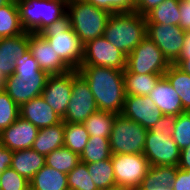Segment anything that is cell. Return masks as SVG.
Wrapping results in <instances>:
<instances>
[{"label":"cell","instance_id":"e0dca14e","mask_svg":"<svg viewBox=\"0 0 190 190\" xmlns=\"http://www.w3.org/2000/svg\"><path fill=\"white\" fill-rule=\"evenodd\" d=\"M39 129L21 116L0 133V143L14 151L29 149L35 141Z\"/></svg>","mask_w":190,"mask_h":190},{"label":"cell","instance_id":"83f0119b","mask_svg":"<svg viewBox=\"0 0 190 190\" xmlns=\"http://www.w3.org/2000/svg\"><path fill=\"white\" fill-rule=\"evenodd\" d=\"M116 116L117 114L111 112L97 110L82 124L88 132L89 137H109Z\"/></svg>","mask_w":190,"mask_h":190},{"label":"cell","instance_id":"6da1fadb","mask_svg":"<svg viewBox=\"0 0 190 190\" xmlns=\"http://www.w3.org/2000/svg\"><path fill=\"white\" fill-rule=\"evenodd\" d=\"M77 71L87 81L98 110L120 115L126 97L124 71L103 66H80Z\"/></svg>","mask_w":190,"mask_h":190},{"label":"cell","instance_id":"db71d44e","mask_svg":"<svg viewBox=\"0 0 190 190\" xmlns=\"http://www.w3.org/2000/svg\"><path fill=\"white\" fill-rule=\"evenodd\" d=\"M1 174H2V173H0V190H1V186H2V185H1Z\"/></svg>","mask_w":190,"mask_h":190},{"label":"cell","instance_id":"277c9868","mask_svg":"<svg viewBox=\"0 0 190 190\" xmlns=\"http://www.w3.org/2000/svg\"><path fill=\"white\" fill-rule=\"evenodd\" d=\"M67 14L71 28L83 44L103 36L110 12L98 8L85 0H69Z\"/></svg>","mask_w":190,"mask_h":190},{"label":"cell","instance_id":"5b68a950","mask_svg":"<svg viewBox=\"0 0 190 190\" xmlns=\"http://www.w3.org/2000/svg\"><path fill=\"white\" fill-rule=\"evenodd\" d=\"M20 21L26 32L39 33L67 13L69 1L16 0Z\"/></svg>","mask_w":190,"mask_h":190},{"label":"cell","instance_id":"b9f144b4","mask_svg":"<svg viewBox=\"0 0 190 190\" xmlns=\"http://www.w3.org/2000/svg\"><path fill=\"white\" fill-rule=\"evenodd\" d=\"M179 27L185 32H190V4L185 0L180 3V22Z\"/></svg>","mask_w":190,"mask_h":190},{"label":"cell","instance_id":"2e32d148","mask_svg":"<svg viewBox=\"0 0 190 190\" xmlns=\"http://www.w3.org/2000/svg\"><path fill=\"white\" fill-rule=\"evenodd\" d=\"M121 115L151 129L163 116L149 96H126Z\"/></svg>","mask_w":190,"mask_h":190},{"label":"cell","instance_id":"3957f363","mask_svg":"<svg viewBox=\"0 0 190 190\" xmlns=\"http://www.w3.org/2000/svg\"><path fill=\"white\" fill-rule=\"evenodd\" d=\"M39 34L49 42L55 53L71 69L78 70L80 68L83 61L84 44L71 28L70 17L67 13L43 28Z\"/></svg>","mask_w":190,"mask_h":190},{"label":"cell","instance_id":"bcb514c9","mask_svg":"<svg viewBox=\"0 0 190 190\" xmlns=\"http://www.w3.org/2000/svg\"><path fill=\"white\" fill-rule=\"evenodd\" d=\"M190 56V32H186L184 36L183 49L179 59H186Z\"/></svg>","mask_w":190,"mask_h":190},{"label":"cell","instance_id":"c3c4849f","mask_svg":"<svg viewBox=\"0 0 190 190\" xmlns=\"http://www.w3.org/2000/svg\"><path fill=\"white\" fill-rule=\"evenodd\" d=\"M139 190H171L170 188H166V187H159V188H155V187H151V186H140Z\"/></svg>","mask_w":190,"mask_h":190},{"label":"cell","instance_id":"8fae6325","mask_svg":"<svg viewBox=\"0 0 190 190\" xmlns=\"http://www.w3.org/2000/svg\"><path fill=\"white\" fill-rule=\"evenodd\" d=\"M181 150L172 136H164L162 132L148 130L143 155L150 166H178Z\"/></svg>","mask_w":190,"mask_h":190},{"label":"cell","instance_id":"4dcf8cb0","mask_svg":"<svg viewBox=\"0 0 190 190\" xmlns=\"http://www.w3.org/2000/svg\"><path fill=\"white\" fill-rule=\"evenodd\" d=\"M178 166H150L141 186L170 188L175 180Z\"/></svg>","mask_w":190,"mask_h":190},{"label":"cell","instance_id":"603a6c76","mask_svg":"<svg viewBox=\"0 0 190 190\" xmlns=\"http://www.w3.org/2000/svg\"><path fill=\"white\" fill-rule=\"evenodd\" d=\"M30 190H68L67 174L44 165L29 181Z\"/></svg>","mask_w":190,"mask_h":190},{"label":"cell","instance_id":"d4e9b609","mask_svg":"<svg viewBox=\"0 0 190 190\" xmlns=\"http://www.w3.org/2000/svg\"><path fill=\"white\" fill-rule=\"evenodd\" d=\"M181 0H165L146 15V24L177 25L180 22Z\"/></svg>","mask_w":190,"mask_h":190},{"label":"cell","instance_id":"d590c367","mask_svg":"<svg viewBox=\"0 0 190 190\" xmlns=\"http://www.w3.org/2000/svg\"><path fill=\"white\" fill-rule=\"evenodd\" d=\"M172 138L180 150L190 145V112L177 115Z\"/></svg>","mask_w":190,"mask_h":190},{"label":"cell","instance_id":"f5cc1de1","mask_svg":"<svg viewBox=\"0 0 190 190\" xmlns=\"http://www.w3.org/2000/svg\"><path fill=\"white\" fill-rule=\"evenodd\" d=\"M132 1L136 5L140 0H132Z\"/></svg>","mask_w":190,"mask_h":190},{"label":"cell","instance_id":"d6986e66","mask_svg":"<svg viewBox=\"0 0 190 190\" xmlns=\"http://www.w3.org/2000/svg\"><path fill=\"white\" fill-rule=\"evenodd\" d=\"M20 116L38 129L61 123L63 120L42 96L33 98L20 107Z\"/></svg>","mask_w":190,"mask_h":190},{"label":"cell","instance_id":"4316f807","mask_svg":"<svg viewBox=\"0 0 190 190\" xmlns=\"http://www.w3.org/2000/svg\"><path fill=\"white\" fill-rule=\"evenodd\" d=\"M164 77L179 95L184 111L190 112V75L170 64Z\"/></svg>","mask_w":190,"mask_h":190},{"label":"cell","instance_id":"cb8c5ba5","mask_svg":"<svg viewBox=\"0 0 190 190\" xmlns=\"http://www.w3.org/2000/svg\"><path fill=\"white\" fill-rule=\"evenodd\" d=\"M164 75L124 73L126 96H148Z\"/></svg>","mask_w":190,"mask_h":190},{"label":"cell","instance_id":"7bdbcfd3","mask_svg":"<svg viewBox=\"0 0 190 190\" xmlns=\"http://www.w3.org/2000/svg\"><path fill=\"white\" fill-rule=\"evenodd\" d=\"M164 1L165 0H140L135 5V12L145 16L149 11H151L153 8L157 7Z\"/></svg>","mask_w":190,"mask_h":190},{"label":"cell","instance_id":"836d02e7","mask_svg":"<svg viewBox=\"0 0 190 190\" xmlns=\"http://www.w3.org/2000/svg\"><path fill=\"white\" fill-rule=\"evenodd\" d=\"M67 180L68 189L98 190L91 176L89 175L87 164L83 162H80L67 174Z\"/></svg>","mask_w":190,"mask_h":190},{"label":"cell","instance_id":"74e56055","mask_svg":"<svg viewBox=\"0 0 190 190\" xmlns=\"http://www.w3.org/2000/svg\"><path fill=\"white\" fill-rule=\"evenodd\" d=\"M86 2L111 14L121 12H135V4L132 0H85Z\"/></svg>","mask_w":190,"mask_h":190},{"label":"cell","instance_id":"e575fe53","mask_svg":"<svg viewBox=\"0 0 190 190\" xmlns=\"http://www.w3.org/2000/svg\"><path fill=\"white\" fill-rule=\"evenodd\" d=\"M20 116V107L0 89V133Z\"/></svg>","mask_w":190,"mask_h":190},{"label":"cell","instance_id":"f546056e","mask_svg":"<svg viewBox=\"0 0 190 190\" xmlns=\"http://www.w3.org/2000/svg\"><path fill=\"white\" fill-rule=\"evenodd\" d=\"M80 163V156L65 146L55 149L45 156V165L68 174Z\"/></svg>","mask_w":190,"mask_h":190},{"label":"cell","instance_id":"ba28073f","mask_svg":"<svg viewBox=\"0 0 190 190\" xmlns=\"http://www.w3.org/2000/svg\"><path fill=\"white\" fill-rule=\"evenodd\" d=\"M115 184L127 190H139L150 167L143 154H112Z\"/></svg>","mask_w":190,"mask_h":190},{"label":"cell","instance_id":"d6a6232c","mask_svg":"<svg viewBox=\"0 0 190 190\" xmlns=\"http://www.w3.org/2000/svg\"><path fill=\"white\" fill-rule=\"evenodd\" d=\"M89 134L83 124L64 122V145L80 155L87 145Z\"/></svg>","mask_w":190,"mask_h":190},{"label":"cell","instance_id":"f907efd6","mask_svg":"<svg viewBox=\"0 0 190 190\" xmlns=\"http://www.w3.org/2000/svg\"><path fill=\"white\" fill-rule=\"evenodd\" d=\"M4 82H5V78L0 74V89L3 88Z\"/></svg>","mask_w":190,"mask_h":190},{"label":"cell","instance_id":"f35d334b","mask_svg":"<svg viewBox=\"0 0 190 190\" xmlns=\"http://www.w3.org/2000/svg\"><path fill=\"white\" fill-rule=\"evenodd\" d=\"M40 71L41 69L29 49L16 60L14 75H37Z\"/></svg>","mask_w":190,"mask_h":190},{"label":"cell","instance_id":"30bf717a","mask_svg":"<svg viewBox=\"0 0 190 190\" xmlns=\"http://www.w3.org/2000/svg\"><path fill=\"white\" fill-rule=\"evenodd\" d=\"M127 55L117 49L103 36L84 44V55L81 66H103L124 71Z\"/></svg>","mask_w":190,"mask_h":190},{"label":"cell","instance_id":"7a4b0ae2","mask_svg":"<svg viewBox=\"0 0 190 190\" xmlns=\"http://www.w3.org/2000/svg\"><path fill=\"white\" fill-rule=\"evenodd\" d=\"M146 18L137 12L110 15L103 37L126 55L147 36Z\"/></svg>","mask_w":190,"mask_h":190},{"label":"cell","instance_id":"ac0fdd59","mask_svg":"<svg viewBox=\"0 0 190 190\" xmlns=\"http://www.w3.org/2000/svg\"><path fill=\"white\" fill-rule=\"evenodd\" d=\"M29 49V32L0 38V74L6 79L14 75L16 60Z\"/></svg>","mask_w":190,"mask_h":190},{"label":"cell","instance_id":"4fadbf2b","mask_svg":"<svg viewBox=\"0 0 190 190\" xmlns=\"http://www.w3.org/2000/svg\"><path fill=\"white\" fill-rule=\"evenodd\" d=\"M48 76L44 71L37 75H12L5 79L2 89L21 107L29 100L41 96Z\"/></svg>","mask_w":190,"mask_h":190},{"label":"cell","instance_id":"681fc988","mask_svg":"<svg viewBox=\"0 0 190 190\" xmlns=\"http://www.w3.org/2000/svg\"><path fill=\"white\" fill-rule=\"evenodd\" d=\"M100 190H127V189L115 184L113 186H109V187H106V188L100 189Z\"/></svg>","mask_w":190,"mask_h":190},{"label":"cell","instance_id":"7c38bea8","mask_svg":"<svg viewBox=\"0 0 190 190\" xmlns=\"http://www.w3.org/2000/svg\"><path fill=\"white\" fill-rule=\"evenodd\" d=\"M147 37L162 51L170 64L180 58L185 31L177 25L146 24Z\"/></svg>","mask_w":190,"mask_h":190},{"label":"cell","instance_id":"1f68e13d","mask_svg":"<svg viewBox=\"0 0 190 190\" xmlns=\"http://www.w3.org/2000/svg\"><path fill=\"white\" fill-rule=\"evenodd\" d=\"M86 164L89 175L98 190L115 185L114 168L111 158Z\"/></svg>","mask_w":190,"mask_h":190},{"label":"cell","instance_id":"7402d4cb","mask_svg":"<svg viewBox=\"0 0 190 190\" xmlns=\"http://www.w3.org/2000/svg\"><path fill=\"white\" fill-rule=\"evenodd\" d=\"M64 145V122L41 128L33 142L32 149L44 156Z\"/></svg>","mask_w":190,"mask_h":190},{"label":"cell","instance_id":"7dc6e473","mask_svg":"<svg viewBox=\"0 0 190 190\" xmlns=\"http://www.w3.org/2000/svg\"><path fill=\"white\" fill-rule=\"evenodd\" d=\"M175 65L184 71L185 73H188L190 75V56L186 59H178V61L175 63Z\"/></svg>","mask_w":190,"mask_h":190},{"label":"cell","instance_id":"44dd1931","mask_svg":"<svg viewBox=\"0 0 190 190\" xmlns=\"http://www.w3.org/2000/svg\"><path fill=\"white\" fill-rule=\"evenodd\" d=\"M45 165V156L32 148L14 151L11 168L30 181Z\"/></svg>","mask_w":190,"mask_h":190},{"label":"cell","instance_id":"ffe728a7","mask_svg":"<svg viewBox=\"0 0 190 190\" xmlns=\"http://www.w3.org/2000/svg\"><path fill=\"white\" fill-rule=\"evenodd\" d=\"M148 96L163 115L177 116L185 112L179 95L164 76L158 81Z\"/></svg>","mask_w":190,"mask_h":190},{"label":"cell","instance_id":"9a60e30c","mask_svg":"<svg viewBox=\"0 0 190 190\" xmlns=\"http://www.w3.org/2000/svg\"><path fill=\"white\" fill-rule=\"evenodd\" d=\"M29 50L41 71L48 75L63 74L71 68L60 58L49 42L39 33L29 32Z\"/></svg>","mask_w":190,"mask_h":190},{"label":"cell","instance_id":"ab89813d","mask_svg":"<svg viewBox=\"0 0 190 190\" xmlns=\"http://www.w3.org/2000/svg\"><path fill=\"white\" fill-rule=\"evenodd\" d=\"M176 115H163L159 118L156 124L153 125L151 132H162L165 136H172L176 123Z\"/></svg>","mask_w":190,"mask_h":190},{"label":"cell","instance_id":"5bb4252c","mask_svg":"<svg viewBox=\"0 0 190 190\" xmlns=\"http://www.w3.org/2000/svg\"><path fill=\"white\" fill-rule=\"evenodd\" d=\"M73 69L63 73L49 75L41 93L42 98L61 117H65L72 92Z\"/></svg>","mask_w":190,"mask_h":190},{"label":"cell","instance_id":"8992f818","mask_svg":"<svg viewBox=\"0 0 190 190\" xmlns=\"http://www.w3.org/2000/svg\"><path fill=\"white\" fill-rule=\"evenodd\" d=\"M147 133L142 125L117 115L109 136L112 154H143Z\"/></svg>","mask_w":190,"mask_h":190},{"label":"cell","instance_id":"9c48e42d","mask_svg":"<svg viewBox=\"0 0 190 190\" xmlns=\"http://www.w3.org/2000/svg\"><path fill=\"white\" fill-rule=\"evenodd\" d=\"M98 110L93 93L85 78L73 69V83L70 101L63 122L82 124Z\"/></svg>","mask_w":190,"mask_h":190},{"label":"cell","instance_id":"816d5d0a","mask_svg":"<svg viewBox=\"0 0 190 190\" xmlns=\"http://www.w3.org/2000/svg\"><path fill=\"white\" fill-rule=\"evenodd\" d=\"M11 0H0V7L8 4Z\"/></svg>","mask_w":190,"mask_h":190},{"label":"cell","instance_id":"60d3db41","mask_svg":"<svg viewBox=\"0 0 190 190\" xmlns=\"http://www.w3.org/2000/svg\"><path fill=\"white\" fill-rule=\"evenodd\" d=\"M171 190H190V171L177 169L176 177Z\"/></svg>","mask_w":190,"mask_h":190},{"label":"cell","instance_id":"f1b7e54d","mask_svg":"<svg viewBox=\"0 0 190 190\" xmlns=\"http://www.w3.org/2000/svg\"><path fill=\"white\" fill-rule=\"evenodd\" d=\"M80 156V162L96 163L111 158L109 137H89L87 145Z\"/></svg>","mask_w":190,"mask_h":190},{"label":"cell","instance_id":"52a82bcc","mask_svg":"<svg viewBox=\"0 0 190 190\" xmlns=\"http://www.w3.org/2000/svg\"><path fill=\"white\" fill-rule=\"evenodd\" d=\"M170 66L162 51L147 36L127 55L124 73L164 75Z\"/></svg>","mask_w":190,"mask_h":190},{"label":"cell","instance_id":"8d00e7d4","mask_svg":"<svg viewBox=\"0 0 190 190\" xmlns=\"http://www.w3.org/2000/svg\"><path fill=\"white\" fill-rule=\"evenodd\" d=\"M1 190H30V182L8 167L1 174Z\"/></svg>","mask_w":190,"mask_h":190},{"label":"cell","instance_id":"ee69618b","mask_svg":"<svg viewBox=\"0 0 190 190\" xmlns=\"http://www.w3.org/2000/svg\"><path fill=\"white\" fill-rule=\"evenodd\" d=\"M13 151L0 143V173L11 166Z\"/></svg>","mask_w":190,"mask_h":190},{"label":"cell","instance_id":"484cf974","mask_svg":"<svg viewBox=\"0 0 190 190\" xmlns=\"http://www.w3.org/2000/svg\"><path fill=\"white\" fill-rule=\"evenodd\" d=\"M26 32L20 21L16 0L0 7V38L14 37Z\"/></svg>","mask_w":190,"mask_h":190},{"label":"cell","instance_id":"f6af8a7d","mask_svg":"<svg viewBox=\"0 0 190 190\" xmlns=\"http://www.w3.org/2000/svg\"><path fill=\"white\" fill-rule=\"evenodd\" d=\"M178 168L190 171V145L181 150Z\"/></svg>","mask_w":190,"mask_h":190}]
</instances>
